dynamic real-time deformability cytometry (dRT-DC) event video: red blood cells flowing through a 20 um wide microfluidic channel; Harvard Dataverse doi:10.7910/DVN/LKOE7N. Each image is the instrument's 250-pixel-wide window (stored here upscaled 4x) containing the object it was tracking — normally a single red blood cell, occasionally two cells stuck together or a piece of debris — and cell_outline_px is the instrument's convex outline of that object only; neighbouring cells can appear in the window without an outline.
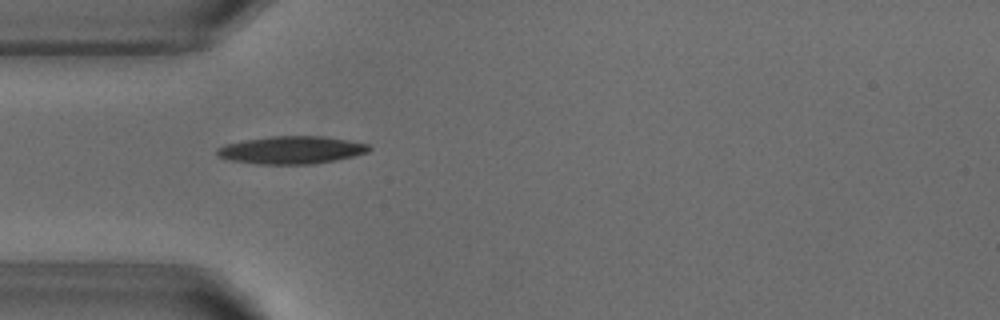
{"species": "common noctule bat (a hibernating species)", "species_latin": "Nyctalus noctula", "temperature_condition": "warm", "stored_images_in_passage": 35, "camera_frame_rate_fps": 3000, "um_per_image_px": 0.085, "animal": {"sex": "male", "body_mass_g": 18.8}, "frame": {"image": 1, "passage_image": 2, "time_ms": 0.333, "image_size_px": [1000, 320], "cell_outline_px": [[372, 148], [368, 152], [336, 160], [312, 164], [260, 164], [232, 160], [220, 156], [216, 152], [216, 148], [224, 144], [244, 140], [272, 136], [324, 136], [348, 140], [368, 144]], "centroid_in_image_um": [24.79, 12.74], "position_along_channel_um": 60.2, "area_um2": 24.39}}
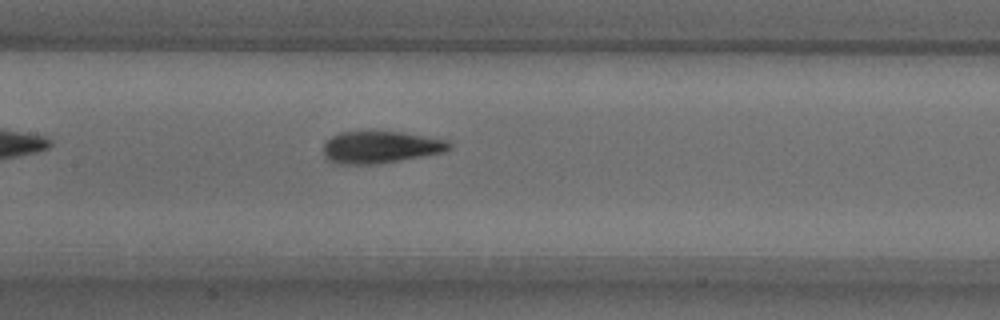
{"frame": {"image": 2, "passage_image": 11, "time_ms": 3.333, "image_size_px": [1000, 320], "cell_outline_px": [[452, 148], [444, 152], [400, 160], [376, 164], [336, 164], [328, 160], [324, 156], [324, 144], [332, 136], [340, 132], [372, 128], [400, 132], [448, 140], [452, 144]], "centroid_in_image_um": [32.32, 12.47], "position_along_channel_um": 175.1, "area_um2": 24.22}}
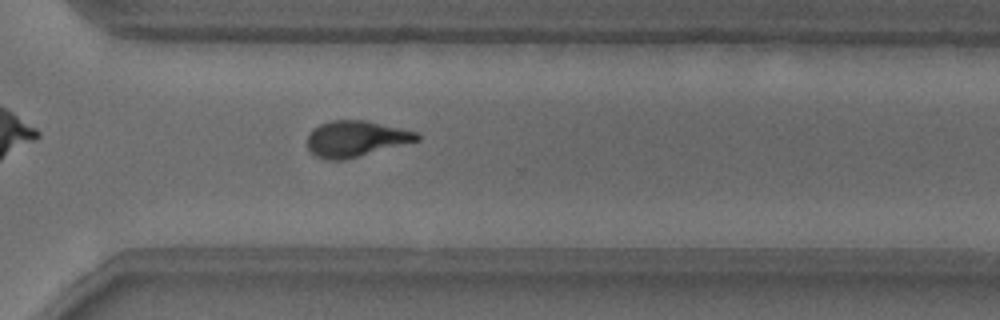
{"frame": {"image": 3, "passage_image": 24, "time_ms": 7.667, "image_size_px": [1000, 320], "cell_outline_px": [[420, 140], [344, 160], [328, 160], [316, 156], [308, 148], [308, 136], [312, 128], [320, 124], [332, 120], [364, 120], [400, 128], [416, 132], [420, 136]], "centroid_in_image_um": [30.22, 11.79], "position_along_channel_um": 340.4, "area_um2": 22.77}, "authors_computed_cell_mechanics": {"area_um2": 23.3512, "velocity_mm_per_s": 3.8252, "shape_relaxation_time_tau1_ms": 3.2993, "shape_relaxation_time_tau2_ms": 1.7475, "deformation_change_tau1": 0.1982, "deformation_change_tau2": 0.0975}}